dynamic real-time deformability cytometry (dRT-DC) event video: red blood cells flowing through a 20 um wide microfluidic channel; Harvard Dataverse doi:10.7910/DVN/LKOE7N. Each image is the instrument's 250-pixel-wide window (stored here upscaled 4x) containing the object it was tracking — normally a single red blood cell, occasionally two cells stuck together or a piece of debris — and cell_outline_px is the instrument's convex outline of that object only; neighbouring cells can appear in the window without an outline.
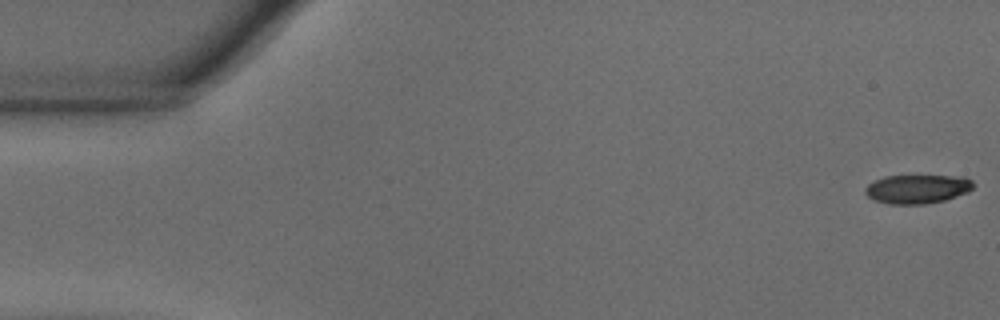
{"species": "common noctule bat (a hibernating species)", "species_latin": "Nyctalus noctula", "temperature_condition": "warm", "stored_images_in_passage": 16, "camera_frame_rate_fps": 3000, "um_per_image_px": 0.085, "animal": {"sex": "male", "body_mass_g": 18.8}, "frame": {"image": 1, "passage_image": 1, "time_ms": 0.0, "image_size_px": [1000, 320], "cell_outline_px": [[972, 188], [968, 192], [944, 200], [924, 204], [888, 204], [876, 200], [868, 196], [864, 192], [864, 188], [868, 184], [884, 176], [964, 176], [972, 180]], "centroid_in_image_um": [77.96, 16.06], "position_along_channel_um": 7.0, "area_um2": 18.09}}
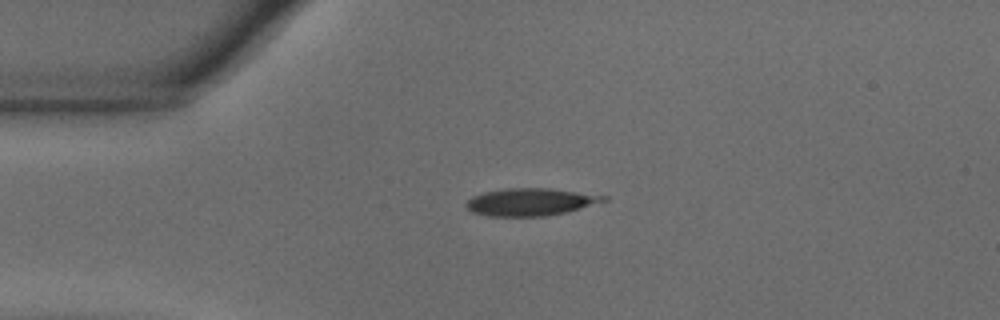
{"frame": {"image": 2, "passage_image": 13, "time_ms": 4.0, "image_size_px": [1000, 320], "cell_outline_px": [[608, 200], [580, 208], [564, 212], [544, 216], [488, 216], [472, 212], [464, 204], [472, 196], [484, 192], [504, 188], [552, 188], [608, 196]], "centroid_in_image_um": [45.07, 17.15], "position_along_channel_um": 39.9, "area_um2": 21.91}}